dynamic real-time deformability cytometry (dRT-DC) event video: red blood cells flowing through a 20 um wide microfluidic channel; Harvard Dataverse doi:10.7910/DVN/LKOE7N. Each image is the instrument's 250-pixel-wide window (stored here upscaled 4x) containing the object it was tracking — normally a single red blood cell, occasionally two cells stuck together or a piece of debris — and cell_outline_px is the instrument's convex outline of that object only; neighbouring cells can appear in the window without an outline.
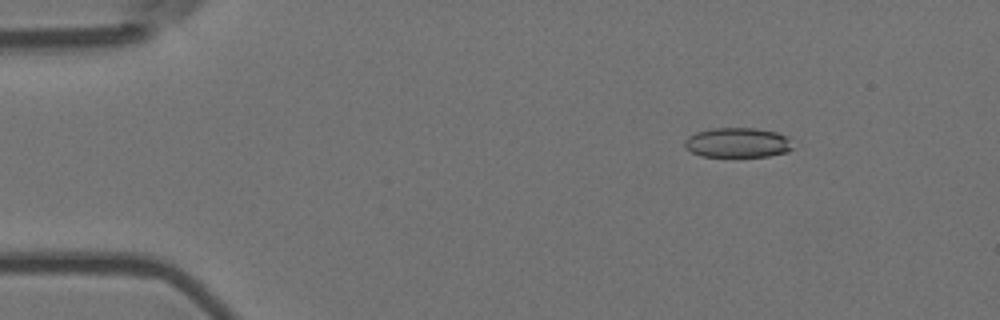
{"species": "Egyptian fruit bat (a non-hibernating species)", "species_latin": "Rousettus aegyptiacus", "temperature_condition": "room temperature", "stored_images_in_passage": 6, "camera_frame_rate_fps": 3000, "um_per_image_px": 0.085, "animal": {"sex": "female"}, "frame": {"image": 1, "passage_image": 2, "time_ms": 0.333, "image_size_px": [1000, 320], "cell_outline_px": [[792, 148], [788, 152], [768, 156], [700, 156], [684, 148], [684, 140], [688, 136], [696, 132], [712, 128], [756, 128], [776, 132], [788, 136]], "centroid_in_image_um": [62.67, 12.12], "position_along_channel_um": 22.3, "area_um2": 18.84}}
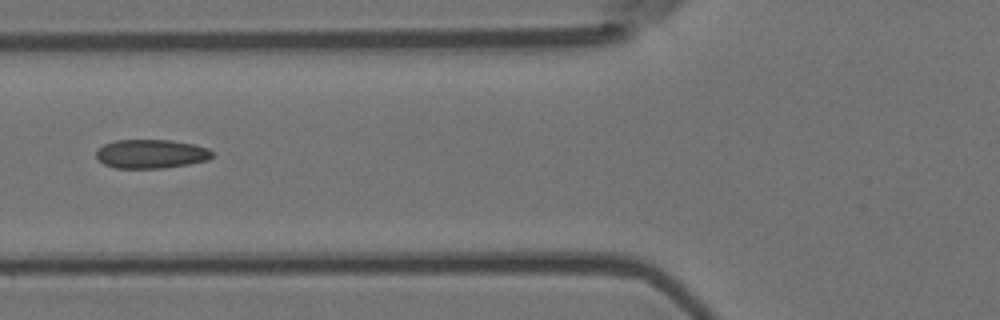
{"frame": {"image": 2, "passage_image": 6, "time_ms": 1.667, "image_size_px": [1000, 320], "cell_outline_px": [[212, 156], [208, 160], [188, 164], [164, 168], [116, 168], [104, 164], [96, 156], [96, 152], [104, 144], [116, 140], [172, 140], [192, 144], [208, 148], [212, 152]], "centroid_in_image_um": [12.85, 13.08], "position_along_channel_um": 113.0, "area_um2": 19.42}}